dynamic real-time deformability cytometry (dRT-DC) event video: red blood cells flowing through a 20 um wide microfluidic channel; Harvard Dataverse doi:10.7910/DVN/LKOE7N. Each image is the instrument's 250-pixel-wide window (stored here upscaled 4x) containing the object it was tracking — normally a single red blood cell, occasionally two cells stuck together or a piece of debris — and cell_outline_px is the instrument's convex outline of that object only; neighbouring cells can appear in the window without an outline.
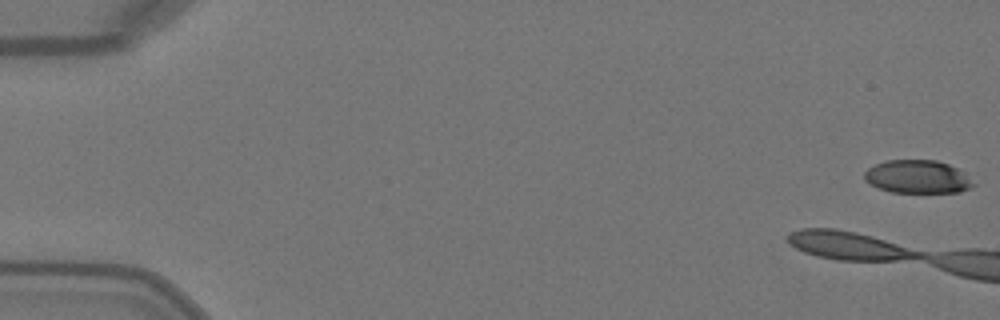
{"species": "Egyptian fruit bat (a non-hibernating species)", "species_latin": "Rousettus aegyptiacus", "temperature_condition": "warm", "stored_images_in_passage": 5, "camera_frame_rate_fps": 3000, "um_per_image_px": 0.085, "animal": {"sex": "female"}, "frame": {"image": 1, "passage_image": 1, "time_ms": 0.0, "image_size_px": [1000, 320], "cell_outline_px": [[976, 184], [960, 192], [892, 192], [876, 188], [864, 180], [864, 172], [868, 168], [884, 160], [936, 160], [960, 168]], "centroid_in_image_um": [77.98, 15.02], "position_along_channel_um": 7.0, "area_um2": 21.21}}